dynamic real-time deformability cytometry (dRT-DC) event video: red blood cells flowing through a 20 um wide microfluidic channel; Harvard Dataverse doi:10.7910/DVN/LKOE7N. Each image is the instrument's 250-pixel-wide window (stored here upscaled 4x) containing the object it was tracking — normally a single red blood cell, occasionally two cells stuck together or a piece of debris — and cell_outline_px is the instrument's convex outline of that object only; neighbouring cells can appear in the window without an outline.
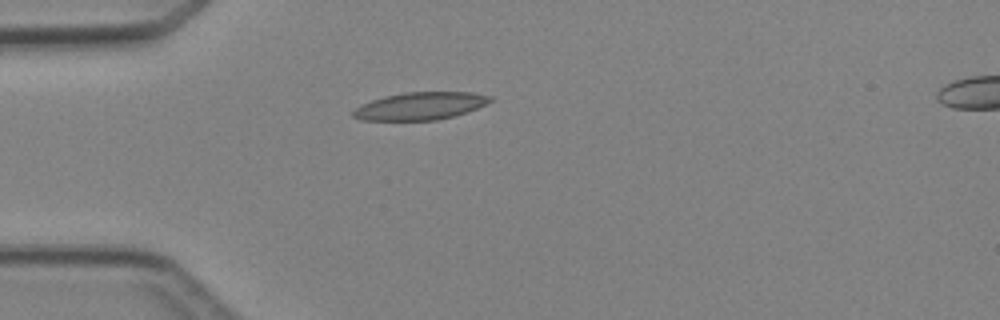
{"species": "Egyptian fruit bat (a non-hibernating species)", "species_latin": "Rousettus aegyptiacus", "temperature_condition": "cold", "stored_images_in_passage": 4, "camera_frame_rate_fps": 3000, "um_per_image_px": 0.085, "animal": {"sex": "female"}, "frame": {"image": 1, "passage_image": 3, "time_ms": 3.333, "image_size_px": [1000, 320], "cell_outline_px": [[492, 100], [476, 108], [452, 116], [436, 120], [360, 120], [352, 116], [352, 112], [356, 108], [372, 100], [384, 96], [404, 92], [472, 92], [492, 96]], "centroid_in_image_um": [35.7, 9.0], "position_along_channel_um": 49.3, "area_um2": 21.73}}